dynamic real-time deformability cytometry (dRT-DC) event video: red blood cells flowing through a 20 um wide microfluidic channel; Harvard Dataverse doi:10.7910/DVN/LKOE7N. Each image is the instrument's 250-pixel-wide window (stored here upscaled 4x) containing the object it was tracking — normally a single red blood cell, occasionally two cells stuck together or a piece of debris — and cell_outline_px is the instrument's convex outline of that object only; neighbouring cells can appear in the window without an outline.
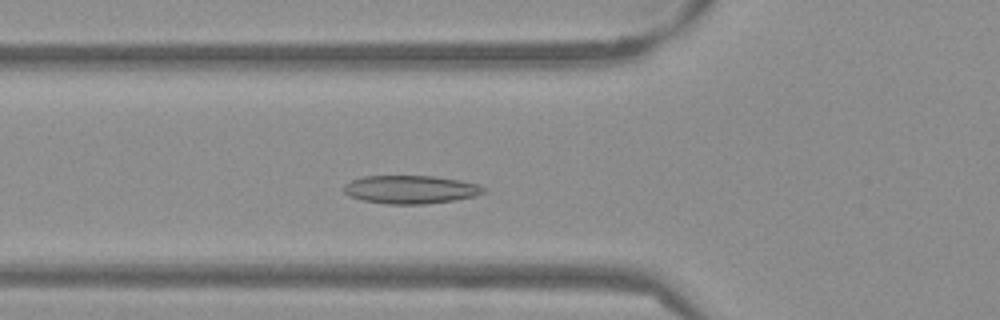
{"species": "Egyptian fruit bat (a non-hibernating species)", "species_latin": "Rousettus aegyptiacus", "temperature_condition": "warm", "stored_images_in_passage": 40, "camera_frame_rate_fps": 3000, "um_per_image_px": 0.085, "frame": {"image": 1, "passage_image": 6, "time_ms": 1.667, "image_size_px": [1000, 320], "cell_outline_px": [[488, 188], [484, 192], [476, 196], [456, 200], [424, 204], [388, 204], [360, 200], [348, 196], [344, 192], [344, 184], [352, 180], [364, 176], [436, 176], [460, 180], [480, 184]], "centroid_in_image_um": [34.93, 16.11], "position_along_channel_um": 90.9, "area_um2": 23.29}}
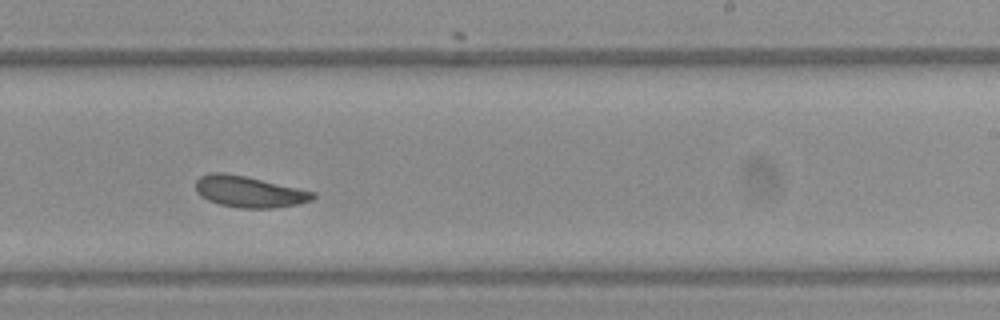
{"frame": {"image": 2, "passage_image": 20, "time_ms": 6.333, "image_size_px": [1000, 320], "cell_outline_px": [[316, 196], [312, 200], [300, 204], [272, 208], [240, 208], [220, 204], [208, 200], [200, 196], [196, 192], [196, 180], [200, 176], [212, 172], [224, 172], [244, 176], [316, 192]], "centroid_in_image_um": [21.17, 16.3], "position_along_channel_um": 267.8, "area_um2": 21.33}}
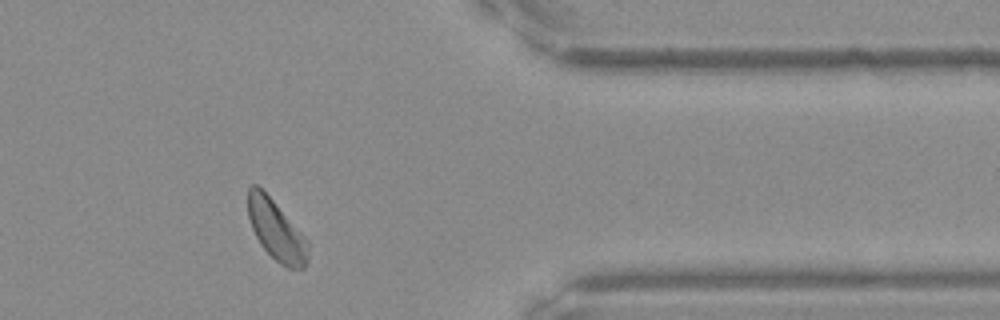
{"frame": {"image": 3, "passage_image": 31, "time_ms": 10.0, "image_size_px": [1000, 320], "cell_outline_px": [[308, 260], [304, 268], [288, 268], [280, 264], [260, 244], [252, 228], [248, 216], [248, 188], [252, 184], [256, 184], [272, 200], [308, 240]], "centroid_in_image_um": [23.48, 19.59], "position_along_channel_um": 387.9, "area_um2": 20.63}, "authors_computed_cell_mechanics": {"area_um2": 21.3282, "velocity_mm_per_s": 3.7828, "shape_relaxation_time_tau1_ms": null, "shape_relaxation_time_tau2_ms": 6.2201, "deformation_change_tau1": null, "deformation_change_tau2": 0.1205}}